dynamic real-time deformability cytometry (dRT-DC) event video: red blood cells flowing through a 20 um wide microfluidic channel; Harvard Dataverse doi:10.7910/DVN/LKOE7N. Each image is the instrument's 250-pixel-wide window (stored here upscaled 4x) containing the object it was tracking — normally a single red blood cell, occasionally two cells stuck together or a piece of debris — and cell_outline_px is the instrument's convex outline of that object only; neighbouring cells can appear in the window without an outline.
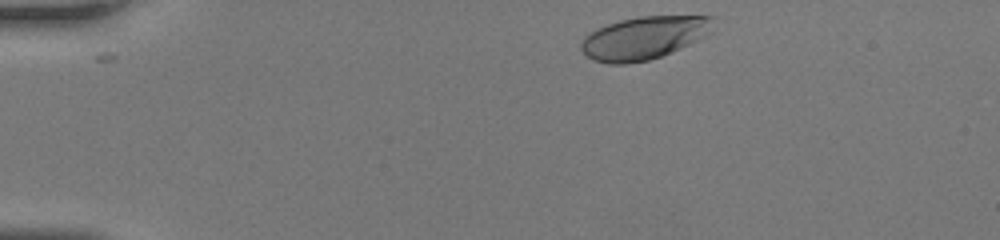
{"species": "human", "species_latin": "Homo sapiens", "temperature_condition": "room temperature", "stored_images_in_passage": 32, "camera_frame_rate_fps": 3000, "um_per_image_px": 0.085, "donor": {"sex": "female"}, "frame": {"image": 1, "passage_image": 1, "time_ms": 0.0, "image_size_px": [1000, 240], "cell_outline_px": [[712, 32], [708, 36], [680, 48], [660, 56], [648, 60], [624, 64], [608, 64], [592, 60], [580, 48], [580, 44], [584, 36], [596, 28], [620, 20], [640, 16], [712, 16]], "centroid_in_image_um": [54.72, 3.22], "position_along_channel_um": 30.3, "area_um2": 33.0}}
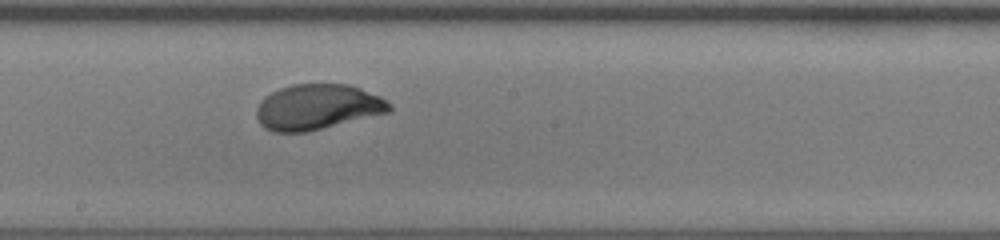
{"frame": {"image": 2, "passage_image": 19, "time_ms": 6.0, "image_size_px": [1000, 240], "cell_outline_px": [[392, 112], [308, 132], [272, 132], [264, 128], [260, 124], [256, 116], [256, 108], [260, 100], [264, 96], [280, 88], [292, 84], [348, 84], [360, 88], [380, 96], [388, 100], [392, 104]], "centroid_in_image_um": [27.0, 9.1], "position_along_channel_um": 221.2, "area_um2": 35.72}}
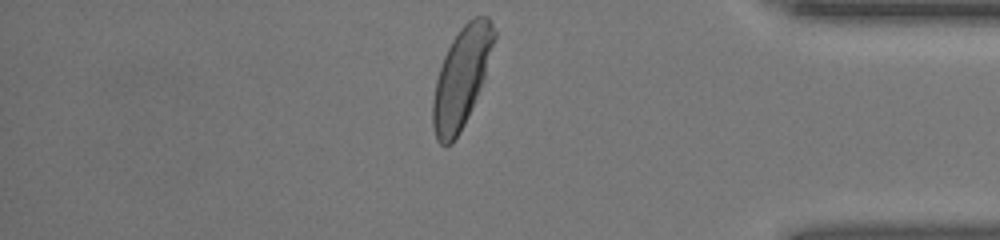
{"frame": {"image": 3, "passage_image": 32, "time_ms": 10.333, "image_size_px": [1000, 240], "cell_outline_px": [[496, 36], [484, 76], [472, 108], [460, 132], [452, 144], [444, 148], [436, 140], [432, 124], [432, 100], [436, 80], [444, 56], [452, 40], [460, 28], [468, 20], [476, 16], [488, 16], [496, 32]], "centroid_in_image_um": [39.2, 6.62], "position_along_channel_um": 396.0, "area_um2": 35.32}}